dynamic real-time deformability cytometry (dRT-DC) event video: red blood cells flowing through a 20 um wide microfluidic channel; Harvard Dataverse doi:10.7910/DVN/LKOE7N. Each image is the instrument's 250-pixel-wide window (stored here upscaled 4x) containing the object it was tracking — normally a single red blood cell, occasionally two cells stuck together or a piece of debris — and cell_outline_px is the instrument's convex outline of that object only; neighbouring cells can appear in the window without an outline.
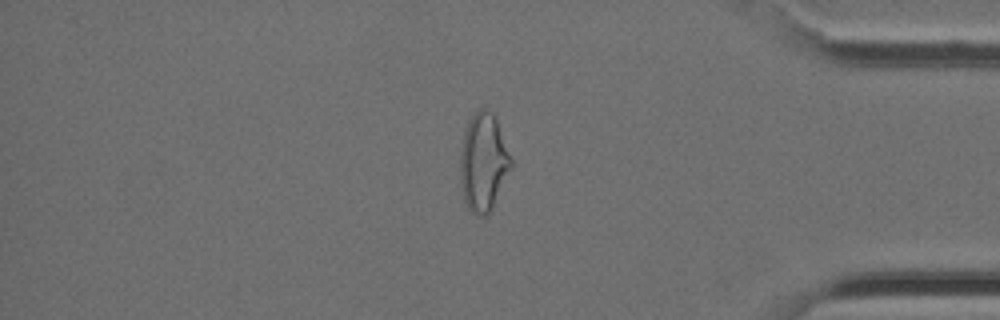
{"species": "Egyptian fruit bat (a non-hibernating species)", "species_latin": "Rousettus aegyptiacus", "temperature_condition": "cold", "stored_images_in_passage": 40, "camera_frame_rate_fps": 3000, "um_per_image_px": 0.085, "animal": {"sex": "female"}, "frame": {"image": 1, "passage_image": 34, "time_ms": 11.0, "image_size_px": [1000, 320], "cell_outline_px": [[512, 168], [488, 216], [476, 216], [468, 208], [464, 200], [460, 180], [460, 152], [464, 132], [468, 120], [480, 108], [484, 108], [492, 112], [496, 120], [512, 160]], "centroid_in_image_um": [41.08, 13.82], "position_along_channel_um": 394.1, "area_um2": 29.02}}